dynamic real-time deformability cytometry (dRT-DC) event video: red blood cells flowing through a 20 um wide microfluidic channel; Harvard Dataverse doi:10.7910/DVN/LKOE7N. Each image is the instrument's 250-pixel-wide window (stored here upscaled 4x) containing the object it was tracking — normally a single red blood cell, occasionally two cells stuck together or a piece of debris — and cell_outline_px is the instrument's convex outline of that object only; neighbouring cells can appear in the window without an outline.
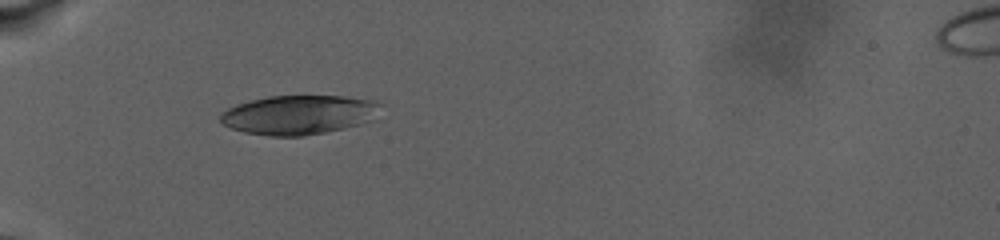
{"species": "human", "species_latin": "Homo sapiens", "temperature_condition": "warm", "stored_images_in_passage": 18, "camera_frame_rate_fps": 3000, "um_per_image_px": 0.085, "donor": {"sex": "male"}, "frame": {"image": 1, "passage_image": 1, "time_ms": 0.0, "image_size_px": [1000, 240], "cell_outline_px": [[384, 104], [372, 120], [360, 124], [344, 128], [304, 136], [268, 136], [244, 132], [232, 128], [224, 124], [220, 120], [220, 116], [228, 108], [236, 104], [268, 96], [344, 96], [372, 100]], "centroid_in_image_um": [25.43, 9.75], "position_along_channel_um": 59.6, "area_um2": 36.59}}
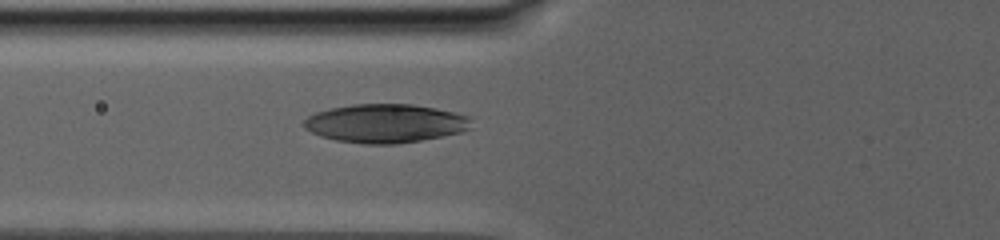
{"frame": {"image": 2, "passage_image": 14, "time_ms": 2.0, "image_size_px": [1000, 240], "cell_outline_px": [[472, 128], [460, 132], [420, 140], [396, 144], [364, 144], [336, 140], [320, 136], [304, 128], [304, 120], [308, 116], [316, 112], [328, 108], [352, 104], [412, 104], [436, 108], [468, 116]], "centroid_in_image_um": [32.72, 10.48], "position_along_channel_um": 93.1, "area_um2": 37.63}}